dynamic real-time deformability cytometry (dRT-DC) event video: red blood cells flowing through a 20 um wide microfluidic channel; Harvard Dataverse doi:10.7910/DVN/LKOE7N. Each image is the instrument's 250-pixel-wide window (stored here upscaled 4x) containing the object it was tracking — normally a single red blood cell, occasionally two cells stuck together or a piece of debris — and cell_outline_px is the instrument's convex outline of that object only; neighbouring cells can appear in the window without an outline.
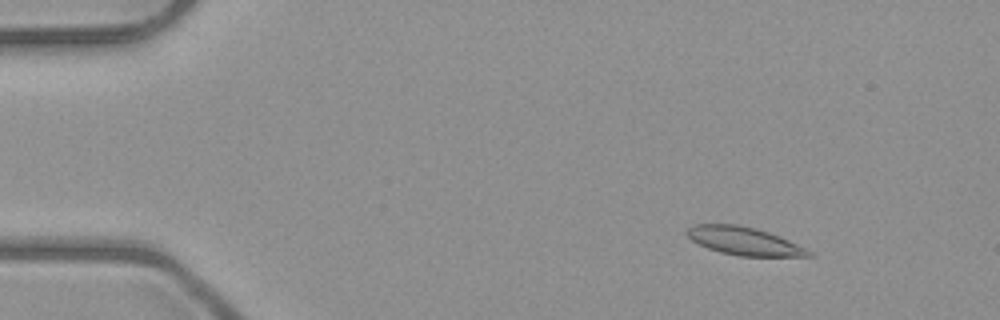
{"species": "common noctule bat (a hibernating species)", "species_latin": "Nyctalus noctula", "temperature_condition": "room temperature", "stored_images_in_passage": 7, "camera_frame_rate_fps": 3000, "um_per_image_px": 0.085, "animal": {"sex": "male", "body_mass_g": 23.1, "forearm_length_mm": 52.7}, "frame": {"image": 1, "passage_image": 3, "time_ms": 2.0, "image_size_px": [1000, 320], "cell_outline_px": [[816, 256], [740, 256], [720, 252], [708, 248], [692, 240], [684, 232], [692, 224], [736, 224], [756, 228], [780, 236], [812, 252]], "centroid_in_image_um": [63.22, 20.48], "position_along_channel_um": 21.8, "area_um2": 19.77}}
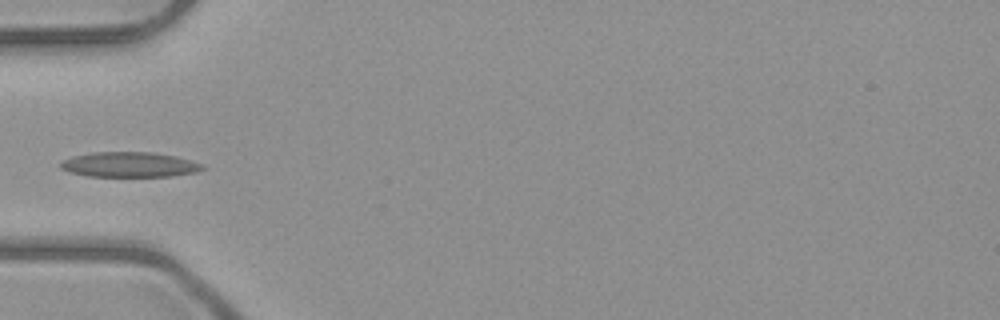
{"frame": {"image": 2, "passage_image": 6, "time_ms": 5.667, "image_size_px": [1000, 320], "cell_outline_px": [[208, 168], [196, 172], [172, 176], [88, 176], [68, 172], [60, 168], [60, 164], [64, 160], [72, 156], [92, 152], [148, 152], [176, 156], [192, 160], [204, 164]], "centroid_in_image_um": [11.04, 13.99], "position_along_channel_um": 74.0, "area_um2": 20.87}}
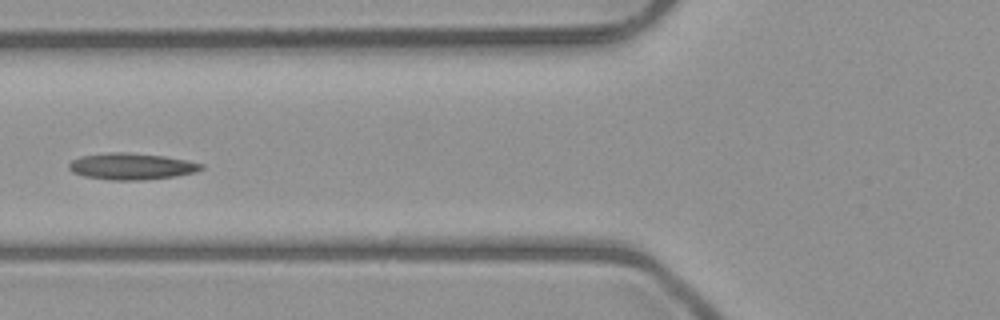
{"frame": {"image": 3, "passage_image": 7, "time_ms": 6.667, "image_size_px": [1000, 320], "cell_outline_px": [[204, 168], [196, 172], [176, 176], [144, 180], [108, 180], [84, 176], [72, 172], [68, 168], [68, 164], [72, 160], [80, 156], [108, 152], [128, 152], [164, 156], [188, 160], [204, 164]], "centroid_in_image_um": [11.18, 14.14], "position_along_channel_um": 114.6, "area_um2": 20.69}}